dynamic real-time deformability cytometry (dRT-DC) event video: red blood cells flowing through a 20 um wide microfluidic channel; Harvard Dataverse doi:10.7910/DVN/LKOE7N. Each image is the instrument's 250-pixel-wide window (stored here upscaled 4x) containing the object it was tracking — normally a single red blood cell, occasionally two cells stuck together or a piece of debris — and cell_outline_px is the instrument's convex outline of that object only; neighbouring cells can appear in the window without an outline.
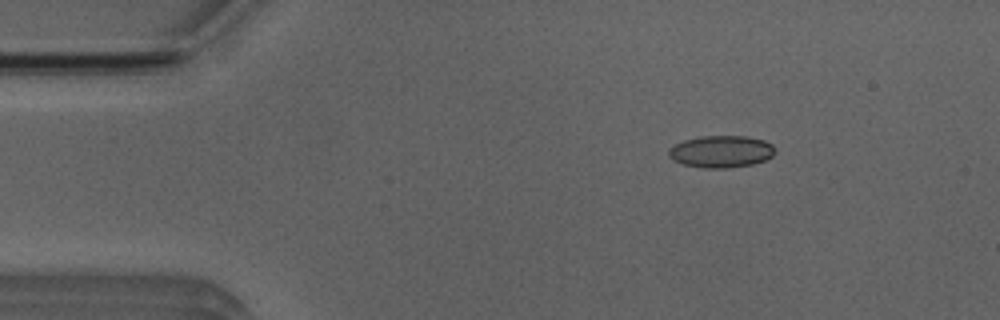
{"species": "Egyptian fruit bat (a non-hibernating species)", "species_latin": "Rousettus aegyptiacus", "temperature_condition": "room temperature", "stored_images_in_passage": 4, "camera_frame_rate_fps": 3000, "um_per_image_px": 0.085, "animal": {"sex": "male"}, "frame": {"image": 1, "passage_image": 2, "time_ms": 1.333, "image_size_px": [1000, 320], "cell_outline_px": [[776, 148], [772, 156], [764, 160], [752, 164], [724, 168], [704, 168], [680, 164], [672, 160], [668, 156], [668, 148], [684, 140], [700, 136], [748, 136], [764, 140], [772, 144]], "centroid_in_image_um": [61.27, 12.88], "position_along_channel_um": 23.7, "area_um2": 20.0}}
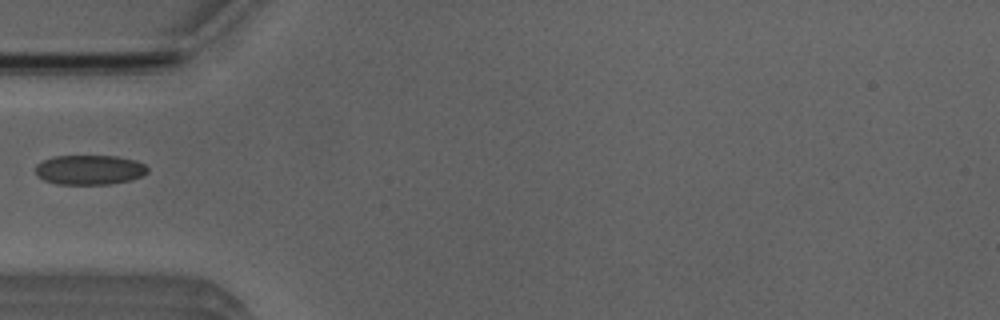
{"frame": {"image": 2, "passage_image": 4, "time_ms": 4.333, "image_size_px": [1000, 320], "cell_outline_px": [[148, 172], [144, 176], [128, 180], [108, 184], [56, 184], [44, 180], [36, 172], [36, 164], [52, 156], [116, 156], [136, 160], [144, 164], [148, 168]], "centroid_in_image_um": [7.63, 14.43], "position_along_channel_um": 77.4, "area_um2": 19.36}}